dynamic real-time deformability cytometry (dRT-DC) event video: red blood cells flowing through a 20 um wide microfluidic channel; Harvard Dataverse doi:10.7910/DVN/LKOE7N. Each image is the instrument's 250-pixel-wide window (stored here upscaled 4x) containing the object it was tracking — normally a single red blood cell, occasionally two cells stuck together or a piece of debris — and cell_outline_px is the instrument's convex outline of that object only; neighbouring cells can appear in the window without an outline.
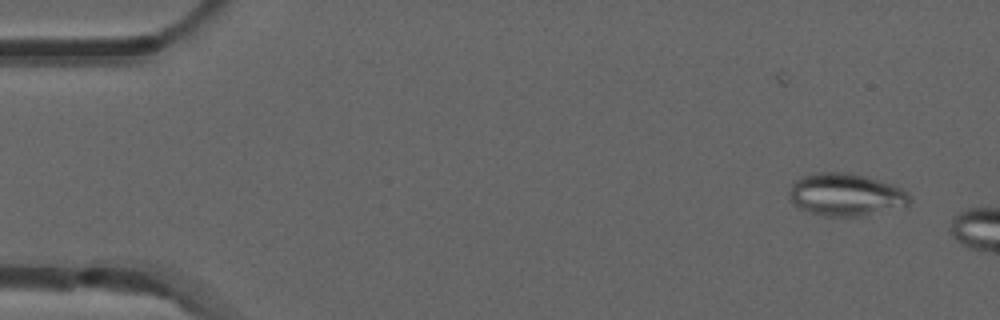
{"species": "common noctule bat (a hibernating species)", "species_latin": "Nyctalus noctula", "temperature_condition": "room temperature", "stored_images_in_passage": 4, "camera_frame_rate_fps": 3000, "um_per_image_px": 0.085, "animal": {"sex": "male", "forearm_length_mm": 52.5}, "frame": {"image": 1, "passage_image": 2, "time_ms": 0.333, "image_size_px": [1000, 320], "cell_outline_px": [[912, 200], [908, 204], [856, 216], [824, 216], [800, 208], [792, 204], [792, 184], [800, 176], [820, 172], [848, 172], [880, 180], [892, 184], [908, 192]], "centroid_in_image_um": [71.88, 16.52], "position_along_channel_um": 13.1, "area_um2": 29.13}}